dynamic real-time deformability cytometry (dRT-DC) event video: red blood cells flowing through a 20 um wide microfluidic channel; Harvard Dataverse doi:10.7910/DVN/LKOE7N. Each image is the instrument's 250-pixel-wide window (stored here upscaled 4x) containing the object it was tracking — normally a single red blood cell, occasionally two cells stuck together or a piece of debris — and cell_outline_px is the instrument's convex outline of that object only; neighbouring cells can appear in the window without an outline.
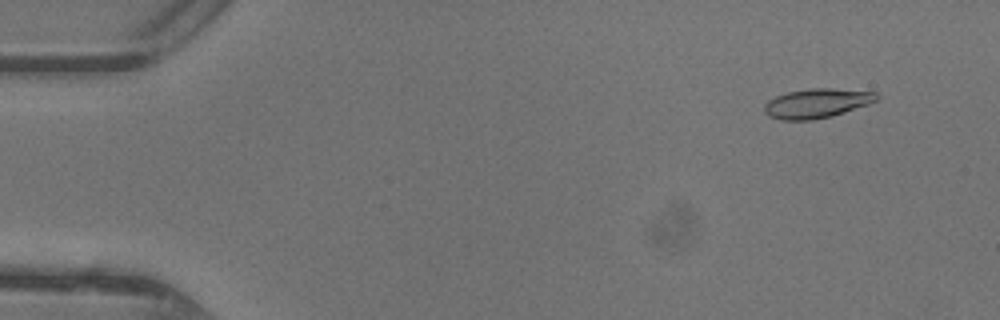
{"species": "common noctule bat (a hibernating species)", "species_latin": "Nyctalus noctula", "temperature_condition": "warm", "stored_images_in_passage": 47, "camera_frame_rate_fps": 3000, "um_per_image_px": 0.085, "animal": {"sex": "female"}, "frame": {"image": 1, "passage_image": 4, "time_ms": 1.0, "image_size_px": [1000, 320], "cell_outline_px": [[880, 96], [876, 100], [868, 104], [832, 116], [812, 120], [780, 120], [768, 116], [764, 112], [764, 104], [768, 100], [776, 96], [788, 92], [808, 88], [832, 88], [876, 92]], "centroid_in_image_um": [69.4, 8.78], "position_along_channel_um": 15.6, "area_um2": 19.31}}
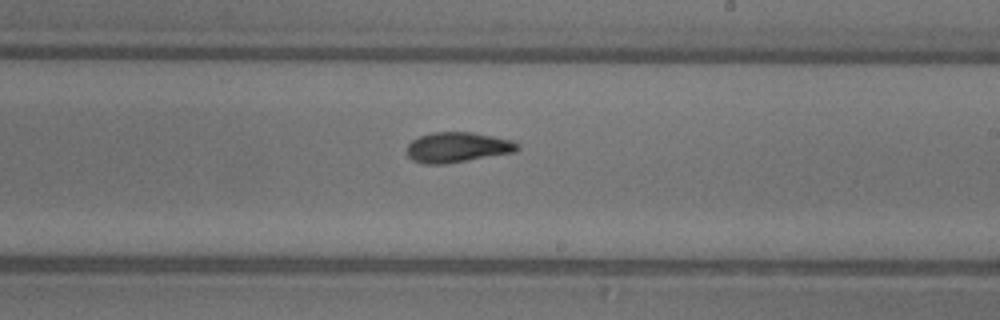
{"frame": {"image": 2, "passage_image": 28, "time_ms": 9.0, "image_size_px": [1000, 320], "cell_outline_px": [[520, 148], [516, 152], [444, 164], [424, 164], [412, 160], [408, 156], [408, 144], [412, 140], [420, 136], [432, 132], [472, 132], [512, 140], [520, 144]], "centroid_in_image_um": [38.91, 12.52], "position_along_channel_um": 250.1, "area_um2": 19.48}}
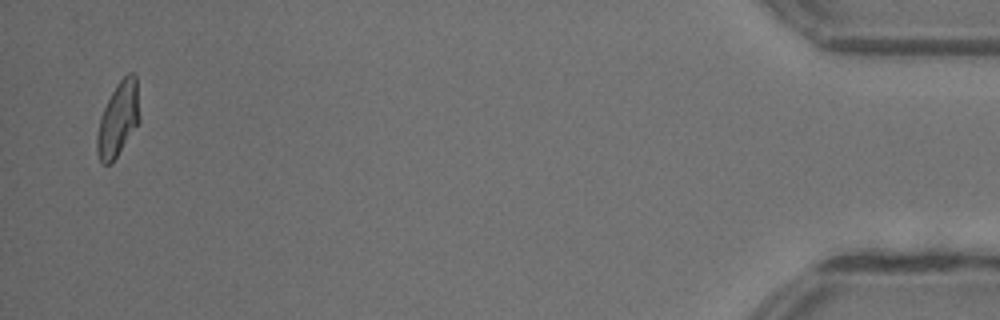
{"frame": {"image": 3, "passage_image": 46, "time_ms": 15.0, "image_size_px": [1000, 320], "cell_outline_px": [[140, 120], [112, 164], [104, 164], [100, 160], [96, 152], [96, 136], [100, 116], [116, 84], [128, 72], [132, 72], [136, 76], [140, 116]], "centroid_in_image_um": [10.04, 10.13], "position_along_channel_um": 425.2, "area_um2": 18.44}, "authors_computed_cell_mechanics": {"area_um2": 18.785, "velocity_mm_per_s": 4.4053, "shape_relaxation_time_tau1_ms": 4.3115, "shape_relaxation_time_tau2_ms": 1.7436, "deformation_change_tau1": 0.1633, "deformation_change_tau2": 0.0777}}